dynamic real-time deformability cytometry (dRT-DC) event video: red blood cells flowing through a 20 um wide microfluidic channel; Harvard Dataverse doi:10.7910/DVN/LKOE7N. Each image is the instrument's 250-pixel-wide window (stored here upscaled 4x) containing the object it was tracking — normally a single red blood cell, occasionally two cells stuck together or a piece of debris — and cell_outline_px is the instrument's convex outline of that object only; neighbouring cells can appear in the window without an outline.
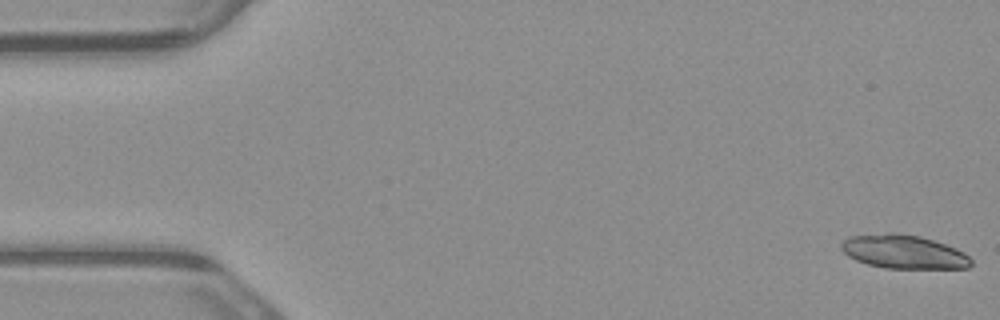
{"species": "common noctule bat (a hibernating species)", "species_latin": "Nyctalus noctula", "temperature_condition": "warm", "stored_images_in_passage": 5, "camera_frame_rate_fps": 3000, "um_per_image_px": 0.085, "animal": {"sex": "male", "body_mass_g": 23.1, "forearm_length_mm": 52.7}, "frame": {"image": 1, "passage_image": 1, "time_ms": 0.0, "image_size_px": [1000, 320], "cell_outline_px": [[972, 264], [968, 268], [884, 268], [868, 264], [856, 260], [848, 256], [840, 248], [840, 244], [848, 236], [888, 232], [896, 232], [920, 236], [956, 248], [964, 252], [972, 260]], "centroid_in_image_um": [76.79, 21.39], "position_along_channel_um": 8.2, "area_um2": 25.61}}